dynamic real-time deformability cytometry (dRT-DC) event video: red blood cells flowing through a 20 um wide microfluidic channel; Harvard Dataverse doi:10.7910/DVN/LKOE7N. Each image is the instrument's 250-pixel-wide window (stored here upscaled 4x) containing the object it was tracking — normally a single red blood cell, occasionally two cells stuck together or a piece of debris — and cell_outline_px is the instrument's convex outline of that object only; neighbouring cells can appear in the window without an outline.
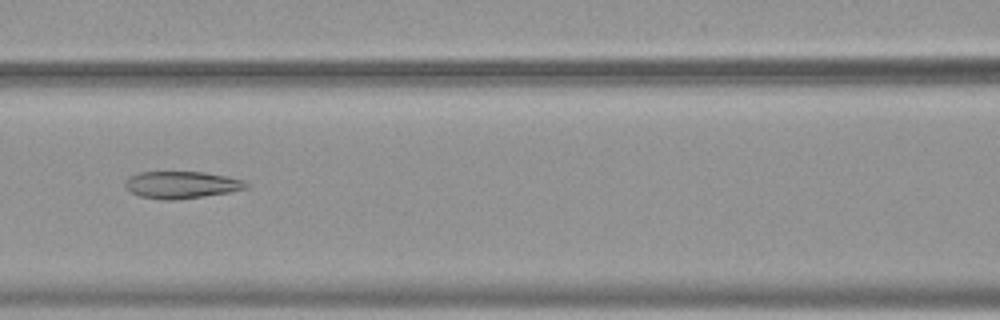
{"species": "common noctule bat (a hibernating species)", "species_latin": "Nyctalus noctula", "temperature_condition": "warm", "stored_images_in_passage": 50, "camera_frame_rate_fps": 3000, "um_per_image_px": 0.085, "animal": {"sex": "female", "body_mass_g": 19.9}, "frame": {"image": 1, "passage_image": 21, "time_ms": 6.667, "image_size_px": [1000, 320], "cell_outline_px": [[252, 184], [248, 188], [228, 192], [204, 196], [176, 200], [164, 200], [140, 196], [124, 188], [124, 180], [128, 176], [140, 172], [204, 172], [244, 180]], "centroid_in_image_um": [15.41, 15.71], "position_along_channel_um": 151.2, "area_um2": 19.25}}
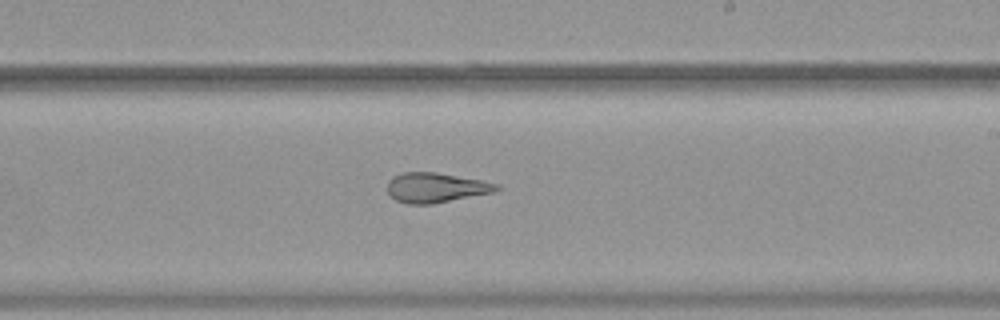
{"frame": {"image": 2, "passage_image": 29, "time_ms": 9.333, "image_size_px": [1000, 320], "cell_outline_px": [[504, 188], [496, 192], [432, 204], [408, 204], [396, 200], [388, 196], [388, 180], [392, 176], [400, 172], [436, 172], [480, 180], [496, 184]], "centroid_in_image_um": [37.03, 15.95], "position_along_channel_um": 252.0, "area_um2": 19.19}}
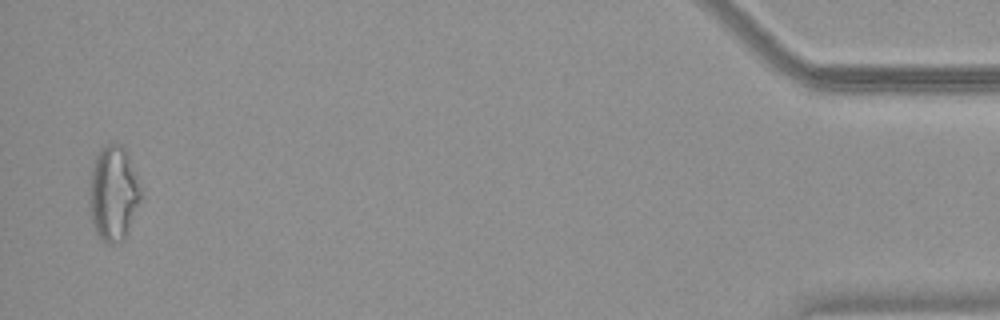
{"frame": {"image": 3, "passage_image": 49, "time_ms": 16.0, "image_size_px": [1000, 320], "cell_outline_px": [[144, 192], [128, 232], [124, 240], [120, 244], [108, 244], [96, 232], [92, 224], [88, 208], [88, 200], [92, 168], [96, 156], [100, 148], [108, 144], [124, 144], [128, 152]], "centroid_in_image_um": [9.66, 16.44], "position_along_channel_um": 425.5, "area_um2": 29.3}, "authors_computed_cell_mechanics": {"area_um2": 23.3223, "velocity_mm_per_s": 3.8102, "shape_relaxation_time_tau1_ms": null, "shape_relaxation_time_tau2_ms": 1.815, "deformation_change_tau1": null, "deformation_change_tau2": 0.1218}}